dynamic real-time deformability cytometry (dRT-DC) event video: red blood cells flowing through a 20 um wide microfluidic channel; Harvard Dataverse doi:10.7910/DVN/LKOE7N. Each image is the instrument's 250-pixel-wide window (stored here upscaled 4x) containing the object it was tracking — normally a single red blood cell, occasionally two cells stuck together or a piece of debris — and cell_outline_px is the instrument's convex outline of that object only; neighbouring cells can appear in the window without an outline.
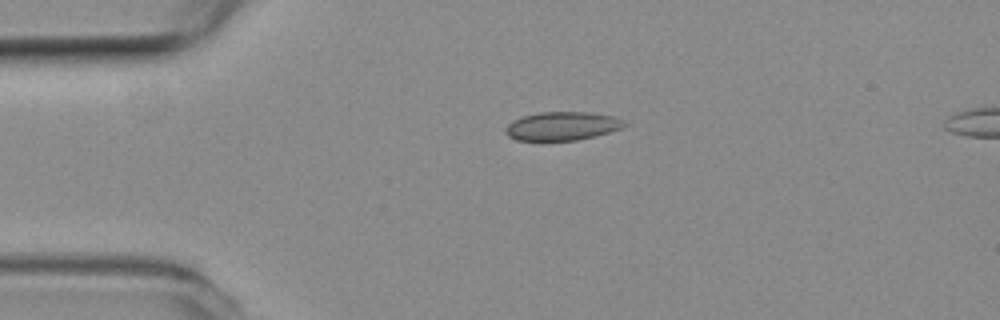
{"species": "common noctule bat (a hibernating species)", "species_latin": "Nyctalus noctula", "temperature_condition": "room temperature", "stored_images_in_passage": 44, "segment_of_instrument_passage": [1, 2], "camera_frame_rate_fps": 3000, "um_per_image_px": 0.085, "animal": {"sex": "female", "body_mass_g": 19.3, "forearm_length_mm": 54.1}, "frame": {"image": 1, "passage_image": 1, "time_ms": 0.0, "image_size_px": [1000, 320], "cell_outline_px": [[628, 124], [620, 128], [596, 136], [576, 140], [516, 140], [508, 136], [504, 132], [504, 128], [512, 120], [524, 116], [540, 112], [588, 112], [612, 116]], "centroid_in_image_um": [47.73, 10.72], "position_along_channel_um": 37.3, "area_um2": 19.59}}
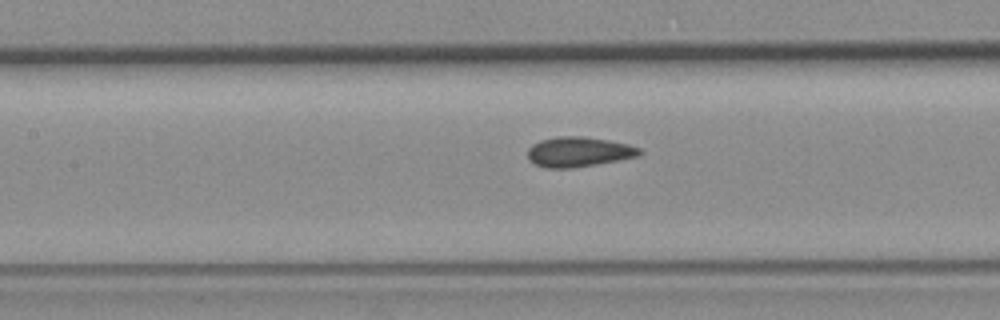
{"frame": {"image": 2, "passage_image": 13, "time_ms": 4.0, "image_size_px": [1000, 320], "cell_outline_px": [[644, 152], [640, 156], [596, 164], [572, 168], [544, 168], [532, 164], [528, 160], [528, 148], [532, 144], [540, 140], [556, 136], [584, 136], [608, 140], [628, 144], [640, 148]], "centroid_in_image_um": [49.16, 12.91], "position_along_channel_um": 158.2, "area_um2": 19.83}}
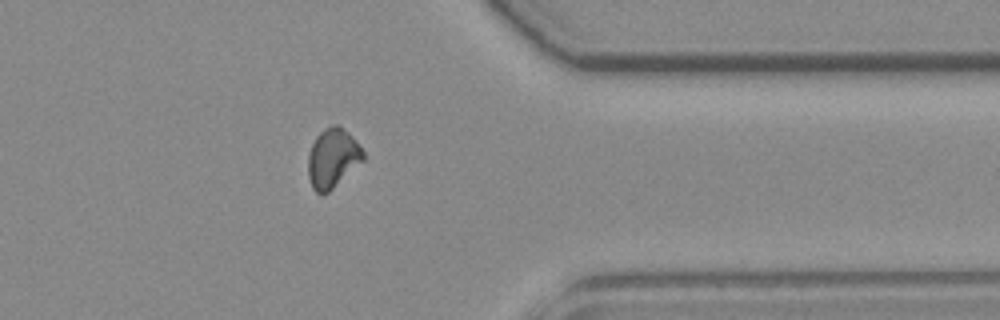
{"frame": {"image": 3, "passage_image": 32, "time_ms": 10.333, "image_size_px": [1000, 320], "cell_outline_px": [[364, 160], [328, 192], [316, 192], [312, 188], [308, 176], [308, 156], [312, 144], [316, 136], [324, 128], [332, 124], [336, 124], [348, 132], [352, 136], [364, 152]], "centroid_in_image_um": [28.27, 13.42], "position_along_channel_um": 383.1, "area_um2": 18.84}}